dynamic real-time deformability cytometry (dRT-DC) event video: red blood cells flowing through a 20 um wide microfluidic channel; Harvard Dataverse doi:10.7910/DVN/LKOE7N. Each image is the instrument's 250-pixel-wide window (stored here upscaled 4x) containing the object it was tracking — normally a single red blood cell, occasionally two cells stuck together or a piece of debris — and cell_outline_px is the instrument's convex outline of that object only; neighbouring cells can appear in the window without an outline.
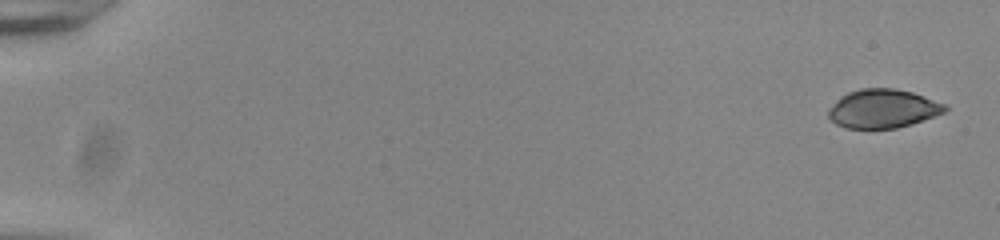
{"species": "common noctule bat (a hibernating species)", "species_latin": "Nyctalus noctula", "temperature_condition": "room temperature", "stored_images_in_passage": 54, "camera_frame_rate_fps": 3000, "um_per_image_px": 0.085, "animal": {"sex": "male", "body_mass_g": 20.0, "forearm_length_mm": 53.3}, "frame": {"image": 1, "passage_image": 1, "time_ms": 0.0, "image_size_px": [1000, 240], "cell_outline_px": [[948, 108], [944, 112], [896, 128], [848, 128], [836, 124], [828, 116], [828, 108], [840, 96], [848, 92], [860, 88], [892, 88], [912, 92], [924, 96], [944, 104]], "centroid_in_image_um": [74.98, 9.22], "position_along_channel_um": 10.0, "area_um2": 25.95}}
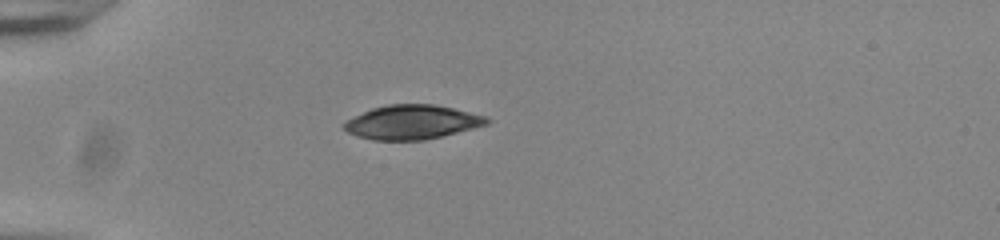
{"frame": {"image": 2, "passage_image": 16, "time_ms": 5.0, "image_size_px": [1000, 240], "cell_outline_px": [[492, 120], [488, 124], [424, 140], [372, 140], [348, 132], [344, 128], [344, 124], [348, 120], [372, 108], [388, 104], [432, 104], [452, 108], [488, 116]], "centroid_in_image_um": [35.06, 10.38], "position_along_channel_um": 49.9, "area_um2": 28.03}}
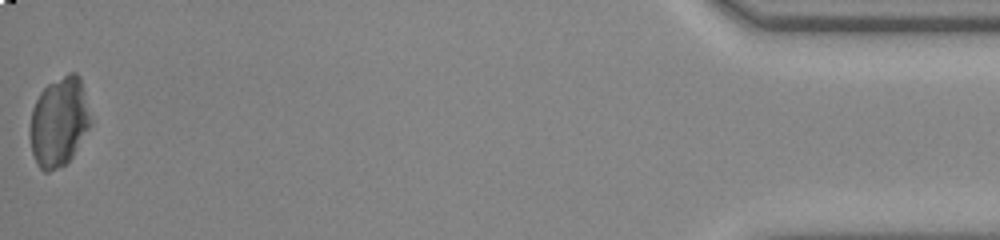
{"frame": {"image": 3, "passage_image": 54, "time_ms": 17.667, "image_size_px": [1000, 240], "cell_outline_px": [[92, 124], [72, 156], [64, 164], [48, 172], [44, 172], [36, 164], [32, 152], [28, 136], [28, 132], [32, 108], [40, 92], [48, 84], [68, 72], [76, 72], [80, 76]], "centroid_in_image_um": [4.99, 10.35], "position_along_channel_um": 430.2, "area_um2": 31.73}}